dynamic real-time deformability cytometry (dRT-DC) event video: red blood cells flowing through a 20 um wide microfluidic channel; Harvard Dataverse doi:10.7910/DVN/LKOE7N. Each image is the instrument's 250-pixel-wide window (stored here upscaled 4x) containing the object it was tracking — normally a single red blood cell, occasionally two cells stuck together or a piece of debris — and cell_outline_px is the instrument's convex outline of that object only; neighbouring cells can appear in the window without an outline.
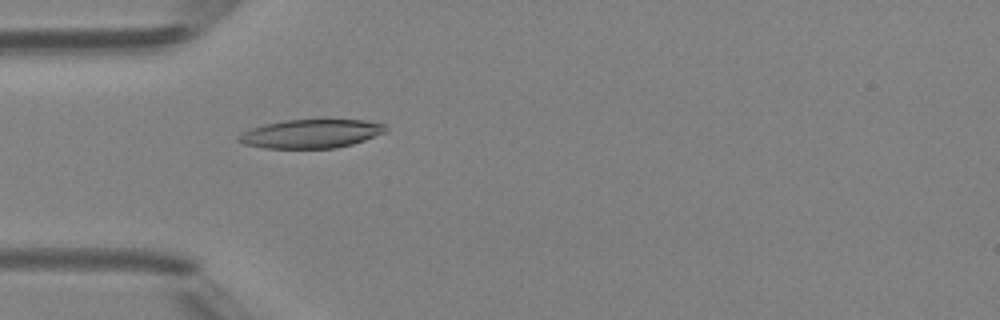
{"species": "Egyptian fruit bat (a non-hibernating species)", "species_latin": "Rousettus aegyptiacus", "temperature_condition": "room temperature", "stored_images_in_passage": 1, "camera_frame_rate_fps": 3000, "um_per_image_px": 0.085, "animal": {"sex": "female"}, "frame": {"image": 1, "passage_image": 1, "time_ms": 0.0, "image_size_px": [1000, 320], "cell_outline_px": [[388, 128], [384, 132], [364, 140], [352, 144], [336, 148], [264, 148], [244, 144], [236, 140], [236, 136], [252, 128], [264, 124], [284, 120], [364, 120], [384, 124]], "centroid_in_image_um": [26.4, 11.37], "position_along_channel_um": 58.6, "area_um2": 24.45}}